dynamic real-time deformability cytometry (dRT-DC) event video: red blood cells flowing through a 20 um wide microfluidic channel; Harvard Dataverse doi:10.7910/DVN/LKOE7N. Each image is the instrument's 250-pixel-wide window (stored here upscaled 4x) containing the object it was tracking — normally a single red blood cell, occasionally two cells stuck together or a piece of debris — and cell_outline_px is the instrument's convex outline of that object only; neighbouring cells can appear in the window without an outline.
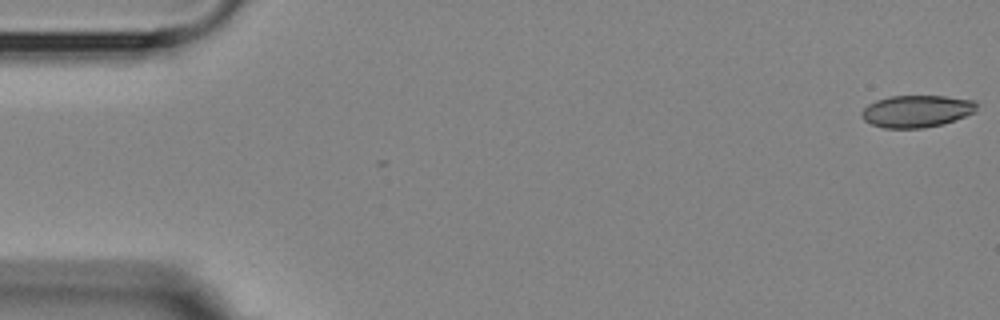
{"species": "Egyptian fruit bat (a non-hibernating species)", "species_latin": "Rousettus aegyptiacus", "temperature_condition": "room temperature", "stored_images_in_passage": 5, "camera_frame_rate_fps": 3000, "um_per_image_px": 0.085, "animal": {"sex": "female"}, "frame": {"image": 1, "passage_image": 1, "time_ms": 0.0, "image_size_px": [1000, 320], "cell_outline_px": [[976, 112], [944, 124], [924, 128], [884, 128], [872, 124], [864, 120], [860, 116], [860, 112], [868, 104], [876, 100], [892, 96], [944, 96], [976, 100]], "centroid_in_image_um": [77.92, 9.45], "position_along_channel_um": 7.1, "area_um2": 21.68}}